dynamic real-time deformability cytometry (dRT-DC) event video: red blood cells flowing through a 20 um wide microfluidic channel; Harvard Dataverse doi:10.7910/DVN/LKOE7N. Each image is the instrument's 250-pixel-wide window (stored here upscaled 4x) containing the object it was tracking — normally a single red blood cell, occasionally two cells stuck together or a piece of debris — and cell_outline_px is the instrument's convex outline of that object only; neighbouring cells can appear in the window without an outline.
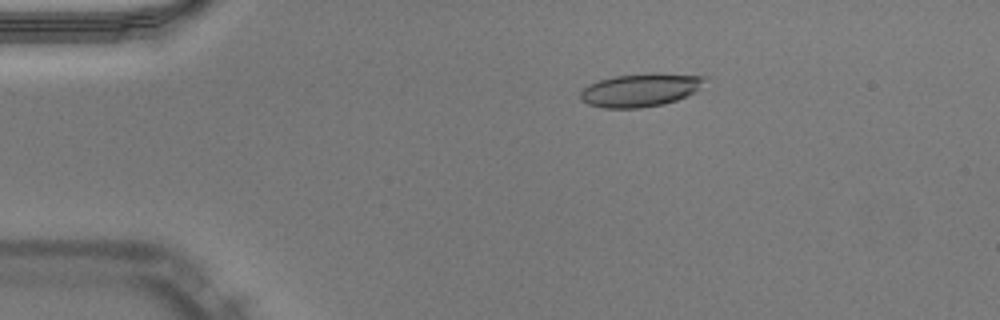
{"species": "Egyptian fruit bat (a non-hibernating species)", "species_latin": "Rousettus aegyptiacus", "temperature_condition": "warm", "stored_images_in_passage": 9, "camera_frame_rate_fps": 3000, "um_per_image_px": 0.085, "animal": {"sex": "male"}, "frame": {"image": 1, "passage_image": 2, "time_ms": 0.333, "image_size_px": [1000, 320], "cell_outline_px": [[708, 76], [696, 92], [676, 100], [664, 104], [640, 108], [604, 108], [588, 104], [580, 100], [580, 92], [588, 84], [600, 80], [616, 76]], "centroid_in_image_um": [54.35, 7.72], "position_along_channel_um": 30.6, "area_um2": 22.89}}